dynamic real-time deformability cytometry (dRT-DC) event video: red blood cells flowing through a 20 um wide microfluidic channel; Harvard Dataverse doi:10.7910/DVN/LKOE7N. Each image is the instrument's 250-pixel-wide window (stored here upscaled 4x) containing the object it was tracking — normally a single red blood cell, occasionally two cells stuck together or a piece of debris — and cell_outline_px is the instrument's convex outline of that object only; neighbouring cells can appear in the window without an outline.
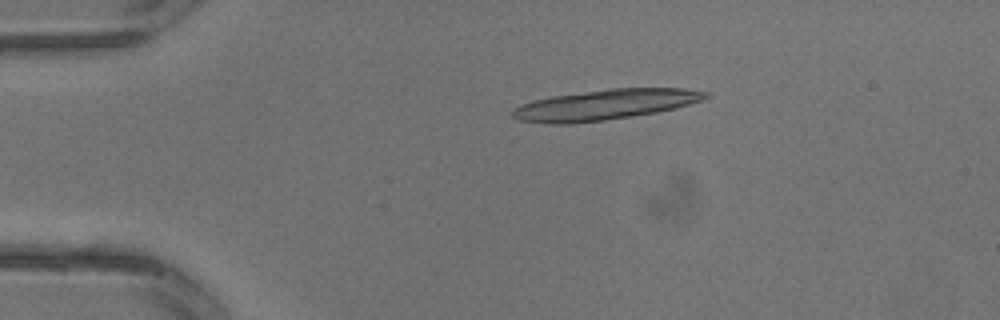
{"species": "common noctule bat (a hibernating species)", "species_latin": "Nyctalus noctula", "temperature_condition": "warm", "stored_images_in_passage": 3, "camera_frame_rate_fps": 3000, "um_per_image_px": 0.085, "animal": {"sex": "male", "body_mass_g": 13.3}, "frame": {"image": 1, "passage_image": 2, "time_ms": 0.333, "image_size_px": [1000, 320], "cell_outline_px": [[708, 96], [700, 100], [676, 108], [656, 112], [604, 120], [572, 124], [548, 124], [520, 120], [512, 116], [512, 108], [520, 104], [552, 96], [612, 88], [684, 88], [708, 92]], "centroid_in_image_um": [51.38, 8.9], "position_along_channel_um": 33.6, "area_um2": 33.87}}